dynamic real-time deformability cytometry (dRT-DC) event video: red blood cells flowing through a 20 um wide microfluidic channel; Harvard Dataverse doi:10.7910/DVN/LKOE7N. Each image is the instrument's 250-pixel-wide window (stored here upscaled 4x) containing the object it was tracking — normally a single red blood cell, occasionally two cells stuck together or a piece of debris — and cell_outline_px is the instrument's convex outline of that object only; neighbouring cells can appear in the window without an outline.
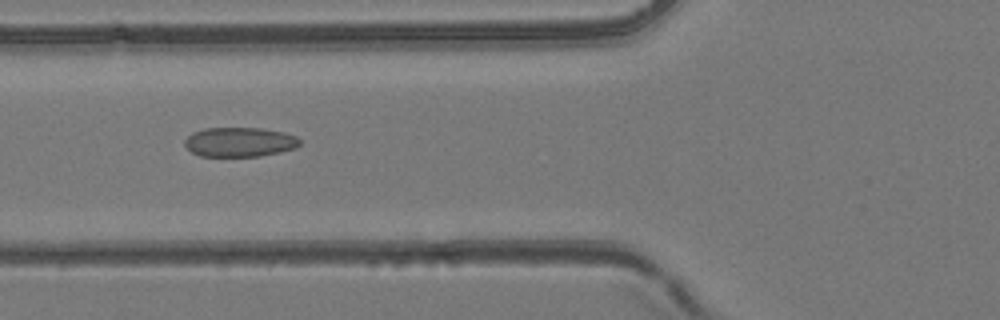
{"species": "common noctule bat (a hibernating species)", "species_latin": "Nyctalus noctula", "temperature_condition": "room temperature", "stored_images_in_passage": 49, "camera_frame_rate_fps": 3000, "um_per_image_px": 0.085, "animal": {"sex": "female", "body_mass_g": 24.6, "forearm_length_mm": 56.2}, "frame": {"image": 1, "passage_image": 19, "time_ms": 6.0, "image_size_px": [1000, 320], "cell_outline_px": [[300, 144], [296, 148], [280, 152], [260, 156], [200, 156], [192, 152], [184, 144], [184, 140], [192, 132], [204, 128], [260, 128], [284, 132], [296, 136], [300, 140]], "centroid_in_image_um": [20.37, 12.07], "position_along_channel_um": 105.4, "area_um2": 19.83}}
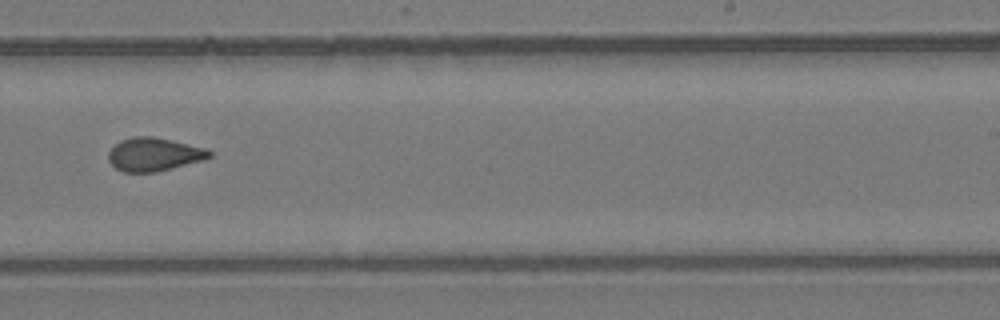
{"frame": {"image": 2, "passage_image": 31, "time_ms": 10.0, "image_size_px": [1000, 320], "cell_outline_px": [[212, 156], [204, 160], [156, 172], [124, 172], [116, 168], [108, 160], [108, 152], [120, 140], [132, 136], [152, 136], [208, 148], [212, 152]], "centroid_in_image_um": [13.11, 13.12], "position_along_channel_um": 275.9, "area_um2": 19.71}}
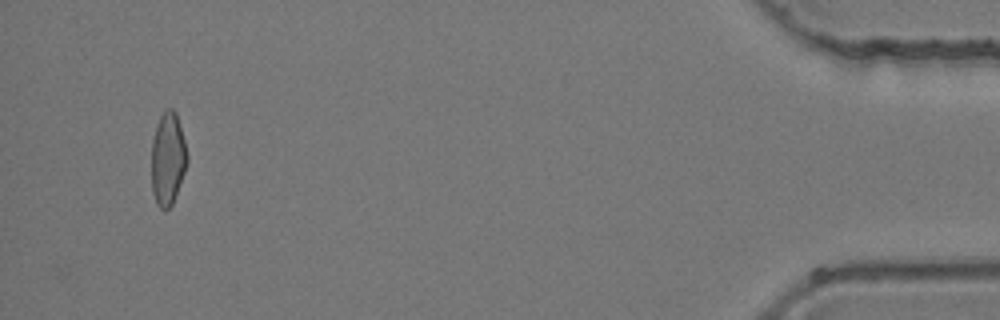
{"frame": {"image": 3, "passage_image": 47, "time_ms": 15.333, "image_size_px": [1000, 320], "cell_outline_px": [[188, 160], [184, 172], [172, 204], [168, 208], [160, 208], [156, 204], [152, 192], [152, 140], [156, 124], [160, 116], [168, 108], [172, 108], [176, 112], [184, 140], [188, 156]], "centroid_in_image_um": [14.25, 13.48], "position_along_channel_um": 420.9, "area_um2": 19.13}}